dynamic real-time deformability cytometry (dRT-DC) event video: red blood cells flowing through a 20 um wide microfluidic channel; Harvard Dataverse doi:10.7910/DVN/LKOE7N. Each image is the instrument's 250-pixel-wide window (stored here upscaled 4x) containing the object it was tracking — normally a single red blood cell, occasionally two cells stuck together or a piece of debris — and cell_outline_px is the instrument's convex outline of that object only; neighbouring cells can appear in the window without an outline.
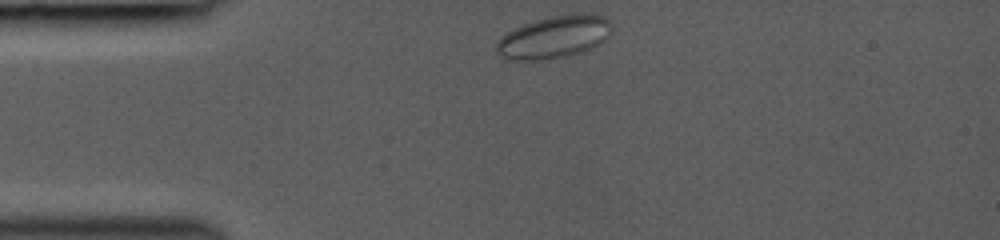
{"species": "common noctule bat (a hibernating species)", "species_latin": "Nyctalus noctula", "temperature_condition": "room temperature", "stored_images_in_passage": 17, "camera_frame_rate_fps": 3000, "um_per_image_px": 0.085, "animal": {"sex": "female", "body_mass_g": 19.0, "forearm_length_mm": 53.3}, "frame": {"image": 1, "passage_image": 1, "time_ms": 0.0, "image_size_px": [1000, 240], "cell_outline_px": [[612, 28], [608, 36], [600, 44], [584, 52], [548, 60], [512, 60], [500, 56], [496, 52], [496, 44], [500, 36], [524, 24], [536, 20], [552, 16], [588, 12], [604, 16], [612, 24]], "centroid_in_image_um": [47.12, 3.16], "position_along_channel_um": 37.9, "area_um2": 28.78}}
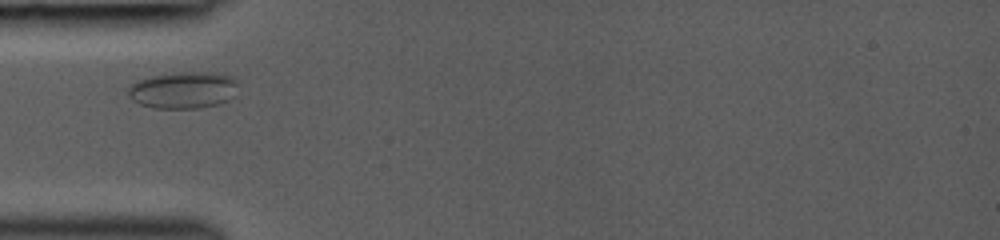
{"frame": {"image": 2, "passage_image": 11, "time_ms": 1.667, "image_size_px": [1000, 240], "cell_outline_px": [[236, 84], [232, 96], [228, 100], [216, 104], [200, 108], [152, 108], [140, 104], [132, 100], [128, 96], [128, 88], [136, 80], [152, 76], [176, 72], [220, 72], [232, 76], [236, 80]], "centroid_in_image_um": [15.55, 7.64], "position_along_channel_um": 69.5, "area_um2": 23.64}}
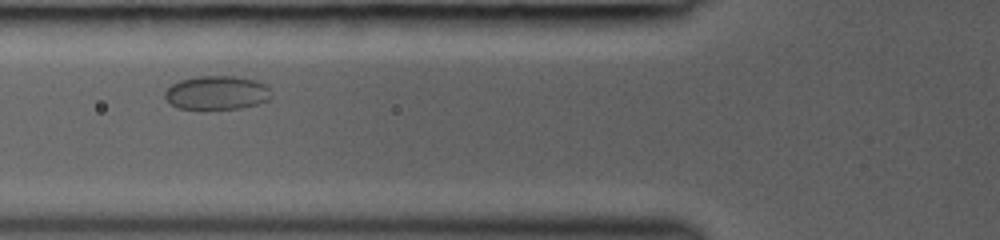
{"frame": {"image": 3, "passage_image": 16, "time_ms": 2.667, "image_size_px": [1000, 240], "cell_outline_px": [[272, 96], [268, 100], [256, 104], [240, 108], [204, 112], [200, 112], [176, 108], [164, 96], [164, 92], [172, 84], [180, 80], [196, 76], [236, 76], [256, 80], [264, 84], [268, 88]], "centroid_in_image_um": [18.39, 7.93], "position_along_channel_um": 107.4, "area_um2": 21.73}}